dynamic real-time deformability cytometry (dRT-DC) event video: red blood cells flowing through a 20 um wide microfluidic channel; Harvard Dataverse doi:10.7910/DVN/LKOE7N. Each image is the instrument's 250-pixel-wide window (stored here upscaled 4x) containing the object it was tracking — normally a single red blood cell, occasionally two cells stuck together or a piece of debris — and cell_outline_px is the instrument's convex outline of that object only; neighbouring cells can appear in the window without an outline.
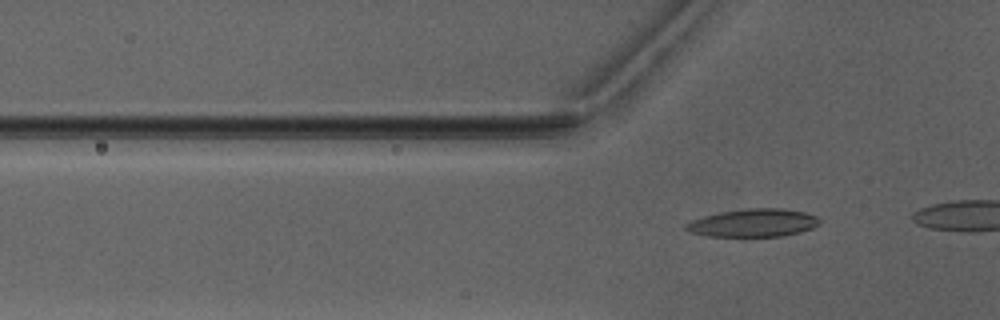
{"species": "Egyptian fruit bat (a non-hibernating species)", "species_latin": "Rousettus aegyptiacus", "temperature_condition": "warm", "stored_images_in_passage": 4, "segment_of_instrument_passage": [2, 2], "camera_frame_rate_fps": 3000, "um_per_image_px": 0.085, "animal": {"sex": "male"}, "frame": {"image": 1, "passage_image": 4, "time_ms": 3.667, "image_size_px": [1000, 320], "cell_outline_px": [[820, 224], [812, 228], [800, 232], [784, 236], [708, 236], [688, 232], [684, 228], [684, 224], [692, 220], [704, 216], [720, 212], [748, 208], [784, 208], [804, 212], [816, 216], [820, 220]], "centroid_in_image_um": [64.02, 18.94], "position_along_channel_um": 61.8, "area_um2": 21.85}}